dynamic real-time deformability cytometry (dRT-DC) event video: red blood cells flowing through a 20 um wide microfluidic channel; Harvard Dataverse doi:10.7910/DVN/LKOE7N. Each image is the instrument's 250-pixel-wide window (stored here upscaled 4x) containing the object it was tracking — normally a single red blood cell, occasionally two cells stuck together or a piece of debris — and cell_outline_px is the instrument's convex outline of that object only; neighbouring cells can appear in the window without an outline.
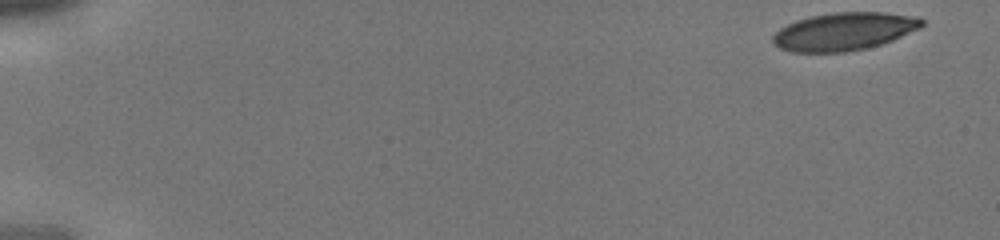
{"species": "human", "species_latin": "Homo sapiens", "temperature_condition": "cold", "stored_images_in_passage": 11, "camera_frame_rate_fps": 3000, "um_per_image_px": 0.085, "donor": {"sex": "male"}, "frame": {"image": 1, "passage_image": 1, "time_ms": 0.0, "image_size_px": [1000, 240], "cell_outline_px": [[924, 24], [920, 28], [892, 40], [880, 44], [864, 48], [844, 52], [792, 52], [780, 48], [772, 44], [772, 36], [780, 28], [796, 20], [812, 16], [832, 12], [884, 12], [920, 16], [924, 20]], "centroid_in_image_um": [71.75, 2.66], "position_along_channel_um": 13.2, "area_um2": 32.95}}
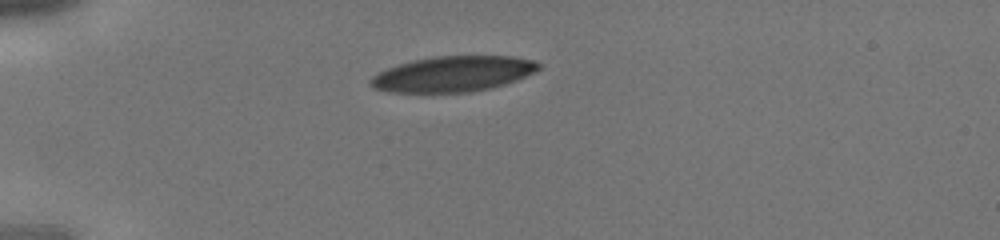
{"frame": {"image": 2, "passage_image": 10, "time_ms": 3.0, "image_size_px": [1000, 240], "cell_outline_px": [[540, 68], [536, 72], [516, 80], [492, 88], [472, 92], [388, 92], [376, 88], [368, 84], [368, 80], [372, 76], [388, 68], [412, 60], [436, 56], [512, 56], [536, 60], [540, 64]], "centroid_in_image_um": [38.54, 6.28], "position_along_channel_um": 46.5, "area_um2": 34.85}}